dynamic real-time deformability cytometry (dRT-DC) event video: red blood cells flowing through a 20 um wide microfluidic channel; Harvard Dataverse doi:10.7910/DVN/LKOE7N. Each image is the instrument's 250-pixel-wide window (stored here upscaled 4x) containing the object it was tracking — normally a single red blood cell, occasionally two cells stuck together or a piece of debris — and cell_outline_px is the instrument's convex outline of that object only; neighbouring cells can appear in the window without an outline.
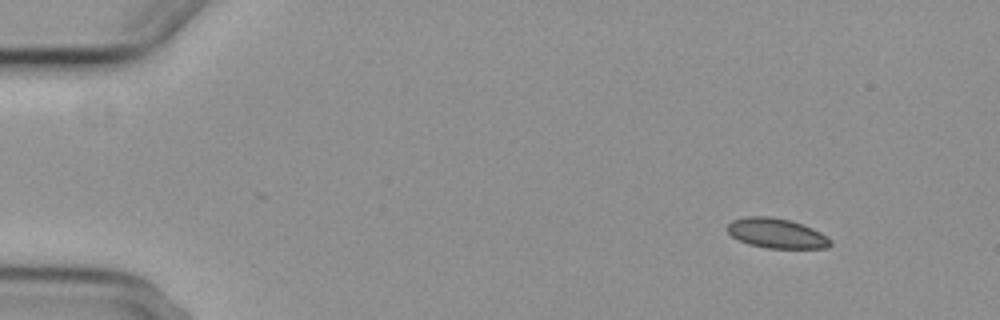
{"species": "common noctule bat (a hibernating species)", "species_latin": "Nyctalus noctula", "temperature_condition": "cold", "stored_images_in_passage": 4, "camera_frame_rate_fps": 3000, "um_per_image_px": 0.085, "animal": {"sex": "female", "body_mass_g": 29.2, "forearm_length_mm": 56.3}, "frame": {"image": 1, "passage_image": 1, "time_ms": 0.0, "image_size_px": [1000, 320], "cell_outline_px": [[832, 244], [828, 248], [768, 248], [748, 244], [732, 236], [728, 232], [728, 224], [732, 220], [748, 216], [768, 216], [788, 220], [812, 228], [828, 236], [832, 240]], "centroid_in_image_um": [66.03, 19.84], "position_along_channel_um": 19.0, "area_um2": 17.8}}
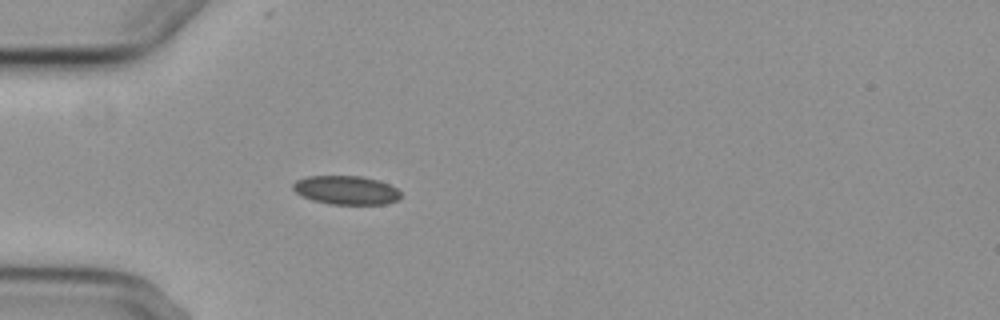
{"frame": {"image": 2, "passage_image": 4, "time_ms": 3.667, "image_size_px": [1000, 320], "cell_outline_px": [[400, 196], [396, 200], [388, 204], [328, 204], [312, 200], [300, 196], [292, 188], [292, 184], [296, 180], [308, 176], [360, 176], [380, 180], [396, 188], [400, 192]], "centroid_in_image_um": [29.39, 16.16], "position_along_channel_um": 55.6, "area_um2": 18.15}}